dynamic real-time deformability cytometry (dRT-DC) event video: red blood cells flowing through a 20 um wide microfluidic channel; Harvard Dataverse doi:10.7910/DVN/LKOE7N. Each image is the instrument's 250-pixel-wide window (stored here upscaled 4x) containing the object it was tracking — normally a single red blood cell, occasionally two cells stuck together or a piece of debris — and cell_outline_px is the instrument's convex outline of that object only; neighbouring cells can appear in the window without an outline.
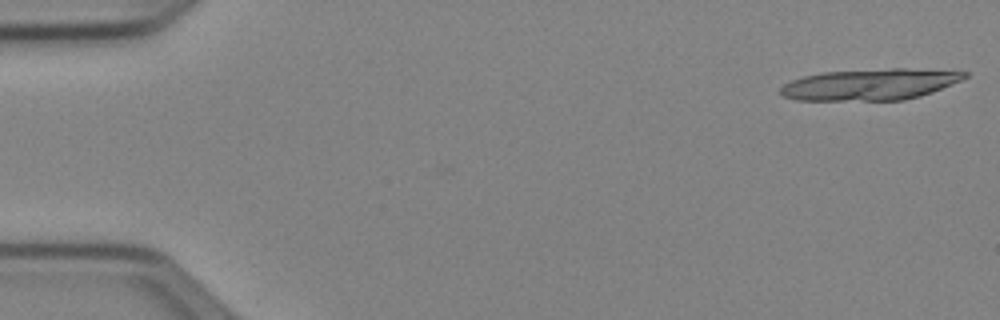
{"species": "Egyptian fruit bat (a non-hibernating species)", "species_latin": "Rousettus aegyptiacus", "temperature_condition": "cold", "stored_images_in_passage": 13, "camera_frame_rate_fps": 3000, "um_per_image_px": 0.085, "animal": {"sex": "female"}, "frame": {"image": 1, "passage_image": 1, "time_ms": 0.0, "image_size_px": [1000, 320], "cell_outline_px": [[968, 76], [960, 80], [932, 92], [920, 96], [904, 100], [796, 100], [784, 96], [780, 92], [780, 88], [784, 84], [792, 80], [804, 76], [820, 72], [892, 68], [904, 68], [968, 72]], "centroid_in_image_um": [73.94, 7.17], "position_along_channel_um": 11.1, "area_um2": 33.41}}